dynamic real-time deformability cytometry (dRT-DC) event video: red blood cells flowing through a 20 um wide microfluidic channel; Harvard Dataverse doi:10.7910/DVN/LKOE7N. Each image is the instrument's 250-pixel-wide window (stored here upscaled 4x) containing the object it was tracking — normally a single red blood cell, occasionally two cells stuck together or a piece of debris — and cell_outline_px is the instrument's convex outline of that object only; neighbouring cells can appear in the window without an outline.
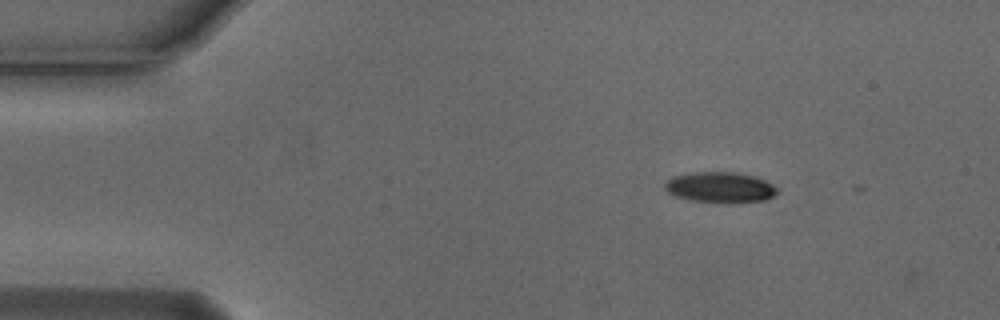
{"species": "Egyptian fruit bat (a non-hibernating species)", "species_latin": "Rousettus aegyptiacus", "temperature_condition": "cold", "stored_images_in_passage": 6, "camera_frame_rate_fps": 3000, "um_per_image_px": 0.085, "animal": {"sex": "male"}, "frame": {"image": 1, "passage_image": 2, "time_ms": 0.333, "image_size_px": [1000, 320], "cell_outline_px": [[780, 192], [764, 200], [692, 200], [676, 196], [668, 192], [664, 188], [664, 184], [672, 176], [692, 172], [740, 172], [756, 176], [780, 188]], "centroid_in_image_um": [61.22, 15.86], "position_along_channel_um": 23.8, "area_um2": 19.42}}